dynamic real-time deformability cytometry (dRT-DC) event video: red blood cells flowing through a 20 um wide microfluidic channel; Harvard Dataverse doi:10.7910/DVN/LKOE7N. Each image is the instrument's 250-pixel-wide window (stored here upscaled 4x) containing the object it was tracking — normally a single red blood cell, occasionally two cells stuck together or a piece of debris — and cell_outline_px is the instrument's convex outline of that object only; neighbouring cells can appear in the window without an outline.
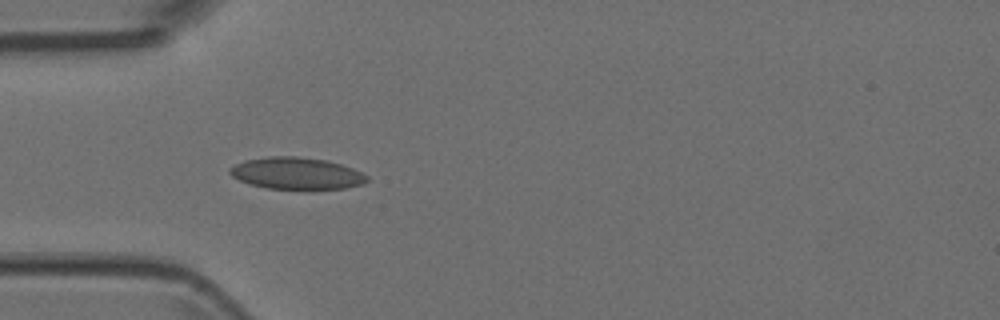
{"species": "Egyptian fruit bat (a non-hibernating species)", "species_latin": "Rousettus aegyptiacus", "temperature_condition": "room temperature", "stored_images_in_passage": 4, "camera_frame_rate_fps": 3000, "um_per_image_px": 0.085, "animal": {"sex": "female"}, "frame": {"image": 1, "passage_image": 4, "time_ms": 1.0, "image_size_px": [1000, 320], "cell_outline_px": [[368, 180], [364, 184], [344, 188], [312, 192], [304, 192], [268, 188], [248, 184], [232, 176], [228, 172], [228, 168], [244, 160], [268, 156], [296, 156], [328, 160], [352, 168], [368, 176]], "centroid_in_image_um": [25.22, 14.78], "position_along_channel_um": 59.8, "area_um2": 26.53}}